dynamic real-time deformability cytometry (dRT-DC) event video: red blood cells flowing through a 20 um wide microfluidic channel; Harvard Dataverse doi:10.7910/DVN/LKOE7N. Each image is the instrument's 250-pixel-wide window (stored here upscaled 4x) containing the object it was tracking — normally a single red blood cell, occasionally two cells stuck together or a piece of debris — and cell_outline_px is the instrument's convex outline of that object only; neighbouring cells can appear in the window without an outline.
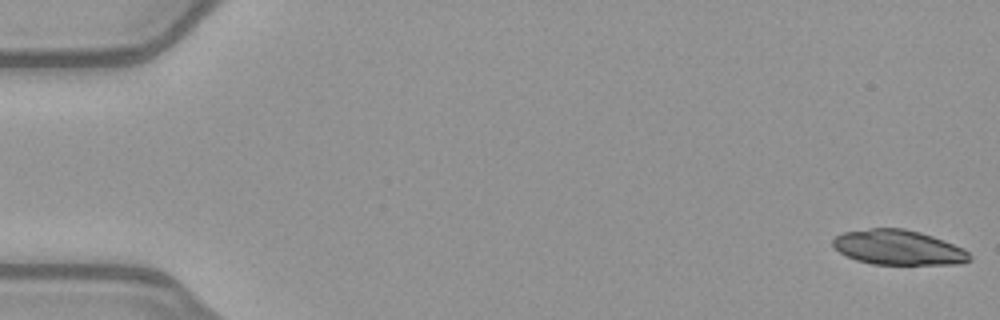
{"species": "common noctule bat (a hibernating species)", "species_latin": "Nyctalus noctula", "temperature_condition": "warm", "stored_images_in_passage": 51, "camera_frame_rate_fps": 3000, "um_per_image_px": 0.085, "animal": {"sex": "female", "body_mass_g": 21.9}, "frame": {"image": 1, "passage_image": 1, "time_ms": 0.0, "image_size_px": [1000, 320], "cell_outline_px": [[972, 260], [960, 264], [872, 264], [856, 260], [840, 252], [832, 244], [832, 240], [836, 236], [844, 232], [872, 228], [904, 228], [920, 232], [944, 240], [964, 248], [972, 256]], "centroid_in_image_um": [76.4, 21.03], "position_along_channel_um": 8.6, "area_um2": 27.8}, "authors_computed_cell_mechanics": {"area_um2": 29.478, "velocity_mm_per_s": 3.9966, "shape_relaxation_time_tau1_ms": 1.66, "shape_relaxation_time_tau2_ms": null, "deformation_change_tau1": 0.271, "deformation_change_tau2": null}}